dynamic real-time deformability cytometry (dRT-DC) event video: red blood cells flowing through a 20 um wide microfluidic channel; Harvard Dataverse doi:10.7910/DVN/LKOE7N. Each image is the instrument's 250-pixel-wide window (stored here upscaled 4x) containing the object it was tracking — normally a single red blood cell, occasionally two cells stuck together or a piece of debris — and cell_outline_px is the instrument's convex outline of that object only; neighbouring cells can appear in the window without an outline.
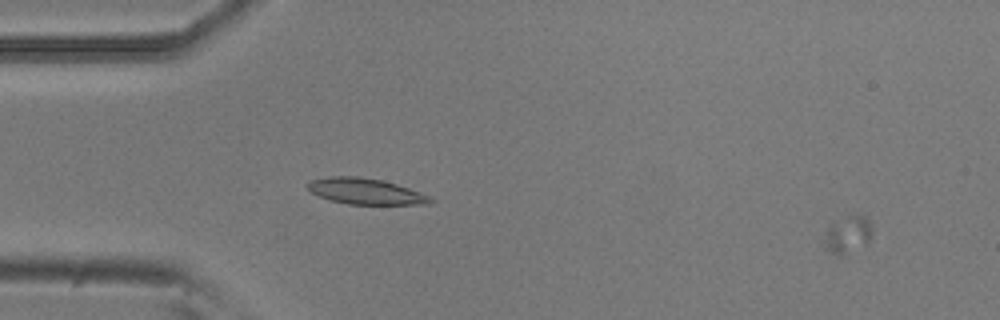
{"species": "common noctule bat (a hibernating species)", "species_latin": "Nyctalus noctula", "temperature_condition": "room temperature", "stored_images_in_passage": 5, "camera_frame_rate_fps": 3000, "um_per_image_px": 0.085, "animal": {"sex": "male", "body_mass_g": 20.5, "forearm_length_mm": 52.5}, "frame": {"image": 1, "passage_image": 1, "time_ms": 0.0, "image_size_px": [1000, 320], "cell_outline_px": [[872, 236], [868, 244], [836, 256], [828, 252], [824, 240], [824, 236], [828, 224], [852, 212], [860, 212], [868, 216], [872, 224]], "centroid_in_image_um": [72.1, 19.84], "position_along_channel_um": 12.9, "area_um2": 11.1}}
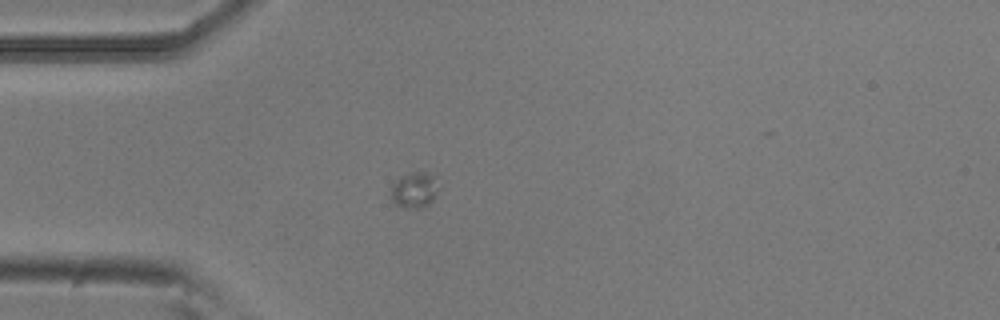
{"frame": {"image": 2, "passage_image": 5, "time_ms": 1.333, "image_size_px": [1000, 320], "cell_outline_px": [[436, 192], [432, 200], [424, 208], [400, 208], [392, 204], [388, 192], [392, 184], [400, 176], [408, 172], [428, 172], [432, 176], [436, 188]], "centroid_in_image_um": [35.09, 16.19], "position_along_channel_um": 49.9, "area_um2": 10.12}}